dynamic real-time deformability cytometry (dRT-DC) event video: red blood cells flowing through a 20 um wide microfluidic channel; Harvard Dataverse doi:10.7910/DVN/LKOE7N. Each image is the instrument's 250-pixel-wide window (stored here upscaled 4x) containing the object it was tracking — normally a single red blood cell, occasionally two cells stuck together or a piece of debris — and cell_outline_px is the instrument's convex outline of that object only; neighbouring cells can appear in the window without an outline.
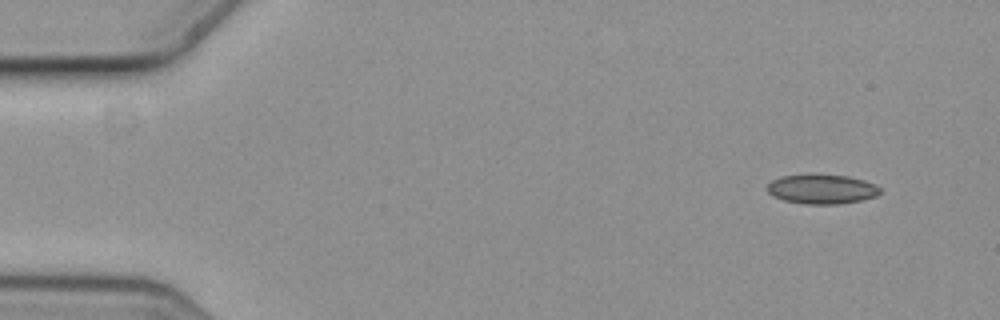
{"species": "common noctule bat (a hibernating species)", "species_latin": "Nyctalus noctula", "temperature_condition": "cold", "stored_images_in_passage": 5, "segment_of_instrument_passage": [2, 2], "camera_frame_rate_fps": 3000, "um_per_image_px": 0.085, "animal": {"sex": "female", "body_mass_g": 19.3, "forearm_length_mm": 54.1}, "frame": {"image": 1, "passage_image": 5, "time_ms": 1.333, "image_size_px": [1000, 320], "cell_outline_px": [[880, 192], [876, 196], [860, 200], [840, 204], [804, 204], [784, 200], [768, 192], [768, 184], [772, 180], [780, 176], [848, 176], [864, 180], [880, 188]], "centroid_in_image_um": [69.87, 16.1], "position_along_channel_um": 15.1, "area_um2": 18.73}}